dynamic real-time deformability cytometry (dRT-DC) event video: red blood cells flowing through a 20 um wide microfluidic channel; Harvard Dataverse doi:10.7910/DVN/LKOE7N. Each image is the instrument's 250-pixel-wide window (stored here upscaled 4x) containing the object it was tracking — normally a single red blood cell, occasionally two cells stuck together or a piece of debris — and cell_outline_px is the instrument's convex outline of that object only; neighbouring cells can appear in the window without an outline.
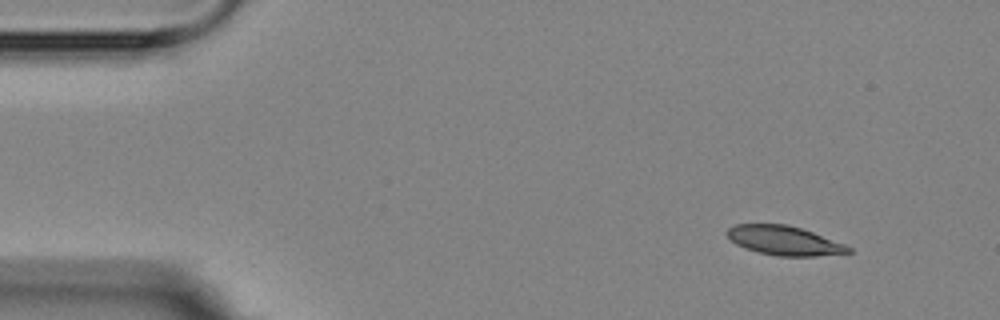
{"species": "Egyptian fruit bat (a non-hibernating species)", "species_latin": "Rousettus aegyptiacus", "temperature_condition": "room temperature", "stored_images_in_passage": 3, "camera_frame_rate_fps": 3000, "um_per_image_px": 0.085, "animal": {"sex": "female"}, "frame": {"image": 1, "passage_image": 1, "time_ms": 0.0, "image_size_px": [1000, 320], "cell_outline_px": [[852, 252], [816, 256], [776, 256], [760, 252], [736, 244], [724, 232], [728, 228], [736, 224], [788, 224], [812, 232], [844, 244], [852, 248]], "centroid_in_image_um": [66.65, 20.44], "position_along_channel_um": 18.3, "area_um2": 20.4}}